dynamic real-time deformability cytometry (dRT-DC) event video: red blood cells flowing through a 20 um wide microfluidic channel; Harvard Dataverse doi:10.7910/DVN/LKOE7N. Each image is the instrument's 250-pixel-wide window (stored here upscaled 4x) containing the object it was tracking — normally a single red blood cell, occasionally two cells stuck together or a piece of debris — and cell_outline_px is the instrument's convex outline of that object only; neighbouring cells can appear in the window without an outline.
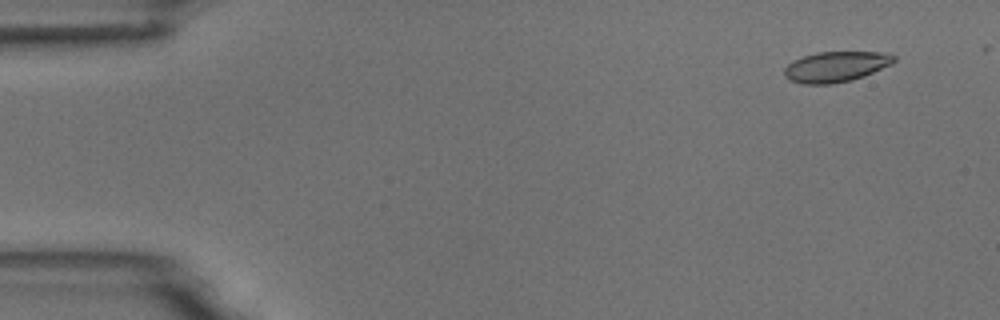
{"species": "common noctule bat (a hibernating species)", "species_latin": "Nyctalus noctula", "temperature_condition": "room temperature", "stored_images_in_passage": 9, "camera_frame_rate_fps": 3000, "um_per_image_px": 0.085, "animal": {"sex": "male", "body_mass_g": 18.8}, "frame": {"image": 1, "passage_image": 1, "time_ms": 0.0, "image_size_px": [1000, 320], "cell_outline_px": [[896, 60], [892, 64], [864, 76], [852, 80], [832, 84], [804, 84], [788, 80], [784, 76], [784, 68], [792, 60], [816, 52], [888, 52], [896, 56]], "centroid_in_image_um": [71.05, 5.67], "position_along_channel_um": 13.9, "area_um2": 19.71}}
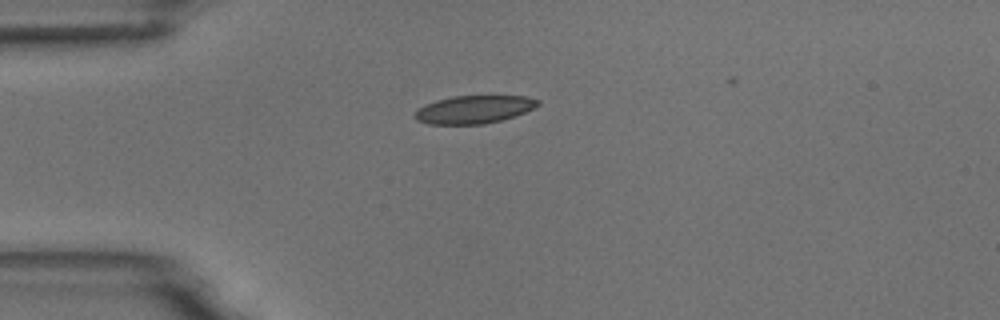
{"frame": {"image": 2, "passage_image": 4, "time_ms": 3.333, "image_size_px": [1000, 320], "cell_outline_px": [[540, 104], [524, 112], [500, 120], [484, 124], [428, 124], [416, 120], [412, 116], [424, 104], [436, 100], [452, 96], [524, 96], [540, 100]], "centroid_in_image_um": [40.24, 9.3], "position_along_channel_um": 44.8, "area_um2": 19.88}}
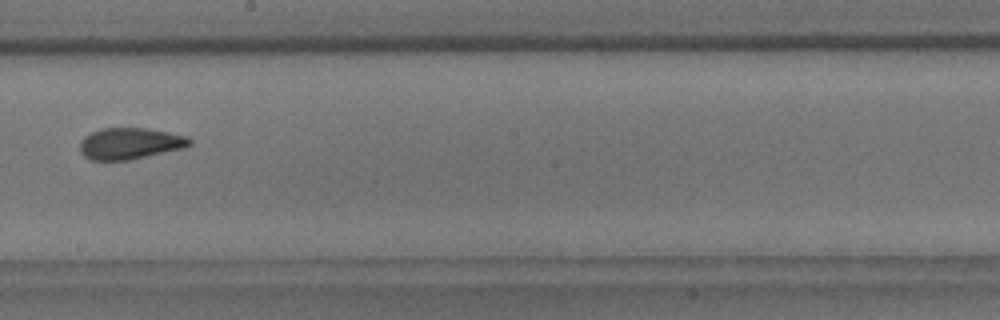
{"frame": {"image": 3, "passage_image": 9, "time_ms": 9.0, "image_size_px": [1000, 320], "cell_outline_px": [[192, 144], [184, 148], [128, 160], [88, 160], [80, 152], [80, 140], [84, 136], [100, 128], [148, 128], [188, 136], [192, 140]], "centroid_in_image_um": [11.04, 12.19], "position_along_channel_um": 237.2, "area_um2": 20.23}}